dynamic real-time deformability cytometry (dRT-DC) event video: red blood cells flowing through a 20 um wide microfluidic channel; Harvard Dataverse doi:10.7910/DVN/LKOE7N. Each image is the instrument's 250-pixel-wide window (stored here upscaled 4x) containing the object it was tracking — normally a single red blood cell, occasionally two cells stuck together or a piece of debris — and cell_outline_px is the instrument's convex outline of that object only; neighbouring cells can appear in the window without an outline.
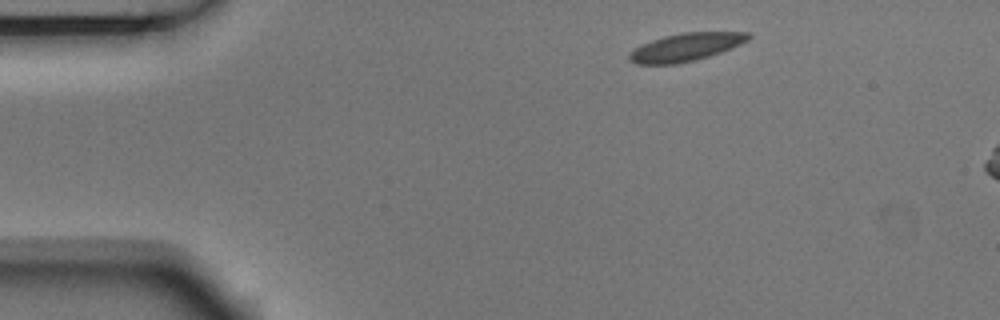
{"species": "Egyptian fruit bat (a non-hibernating species)", "species_latin": "Rousettus aegyptiacus", "temperature_condition": "room temperature", "stored_images_in_passage": 2, "camera_frame_rate_fps": 3000, "um_per_image_px": 0.085, "animal": {"sex": "male"}, "frame": {"image": 1, "passage_image": 1, "time_ms": 0.0, "image_size_px": [1000, 320], "cell_outline_px": [[752, 36], [748, 40], [740, 44], [720, 52], [696, 60], [676, 64], [636, 64], [628, 60], [628, 56], [636, 48], [652, 40], [664, 36], [684, 32], [748, 32]], "centroid_in_image_um": [58.31, 4.01], "position_along_channel_um": 26.7, "area_um2": 19.13}}